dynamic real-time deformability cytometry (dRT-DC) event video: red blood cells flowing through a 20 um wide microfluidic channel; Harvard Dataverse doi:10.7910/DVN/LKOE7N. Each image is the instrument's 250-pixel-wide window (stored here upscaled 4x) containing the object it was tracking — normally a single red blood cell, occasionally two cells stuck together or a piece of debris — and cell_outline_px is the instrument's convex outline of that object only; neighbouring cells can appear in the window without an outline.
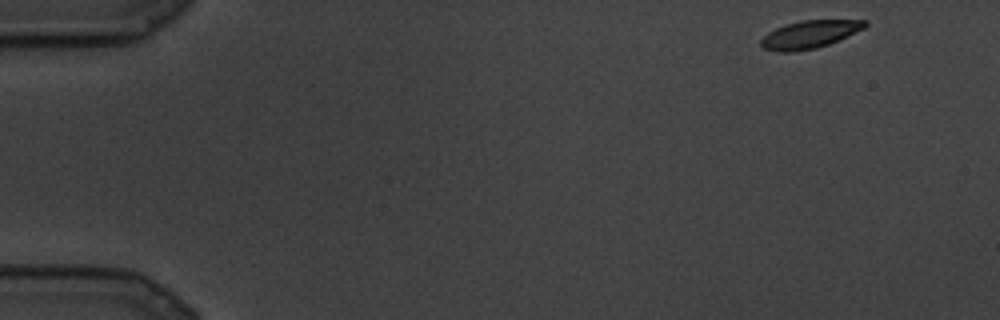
{"species": "common noctule bat (a hibernating species)", "species_latin": "Nyctalus noctula", "temperature_condition": "cold", "stored_images_in_passage": 21, "camera_frame_rate_fps": 3000, "um_per_image_px": 0.085, "animal": {"sex": "male", "body_mass_g": 19.5, "forearm_length_mm": 54.6}, "frame": {"image": 1, "passage_image": 1, "time_ms": 0.0, "image_size_px": [1000, 320], "cell_outline_px": [[868, 24], [864, 28], [848, 36], [828, 44], [816, 48], [792, 52], [780, 52], [764, 48], [760, 44], [760, 40], [768, 32], [776, 28], [800, 20], [868, 20]], "centroid_in_image_um": [68.82, 2.92], "position_along_channel_um": 16.2, "area_um2": 16.7}}